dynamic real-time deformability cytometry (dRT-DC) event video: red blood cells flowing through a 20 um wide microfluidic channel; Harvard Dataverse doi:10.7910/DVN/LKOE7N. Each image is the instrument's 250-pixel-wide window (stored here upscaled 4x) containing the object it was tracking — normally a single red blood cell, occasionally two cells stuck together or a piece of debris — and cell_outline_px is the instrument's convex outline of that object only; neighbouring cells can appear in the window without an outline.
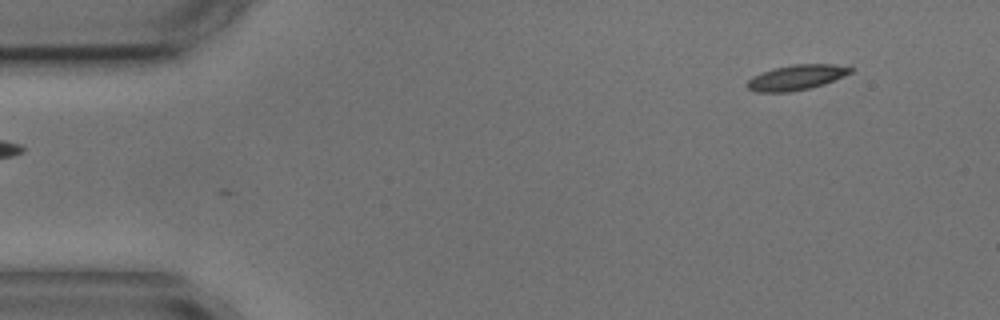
{"species": "common noctule bat (a hibernating species)", "species_latin": "Nyctalus noctula", "temperature_condition": "cold", "stored_images_in_passage": 7, "camera_frame_rate_fps": 3000, "um_per_image_px": 0.085, "animal": {"sex": "male", "body_mass_g": 17.9, "forearm_length_mm": 54.2}, "frame": {"image": 1, "passage_image": 1, "time_ms": 0.0, "image_size_px": [1000, 320], "cell_outline_px": [[852, 72], [824, 84], [792, 92], [756, 92], [748, 88], [744, 84], [752, 76], [772, 68], [792, 64], [832, 64], [852, 68]], "centroid_in_image_um": [67.62, 6.58], "position_along_channel_um": 17.4, "area_um2": 15.14}}
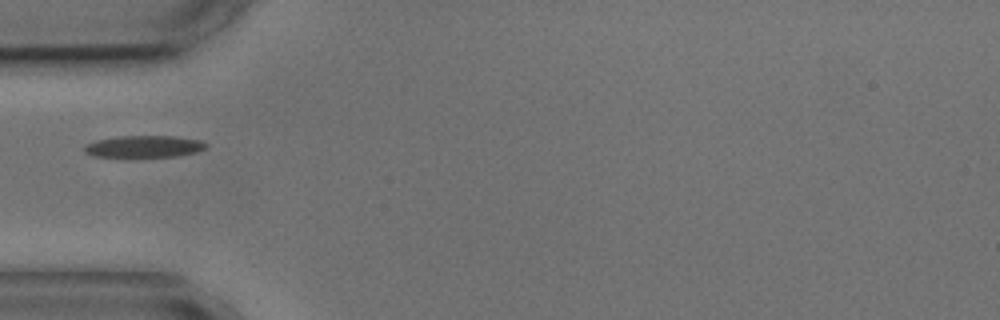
{"frame": {"image": 2, "passage_image": 4, "time_ms": 4.0, "image_size_px": [1000, 320], "cell_outline_px": [[208, 144], [204, 148], [196, 152], [176, 156], [132, 160], [128, 160], [92, 156], [84, 152], [84, 144], [96, 140], [120, 136], [172, 136], [200, 140]], "centroid_in_image_um": [12.14, 12.51], "position_along_channel_um": 72.9, "area_um2": 16.53}}